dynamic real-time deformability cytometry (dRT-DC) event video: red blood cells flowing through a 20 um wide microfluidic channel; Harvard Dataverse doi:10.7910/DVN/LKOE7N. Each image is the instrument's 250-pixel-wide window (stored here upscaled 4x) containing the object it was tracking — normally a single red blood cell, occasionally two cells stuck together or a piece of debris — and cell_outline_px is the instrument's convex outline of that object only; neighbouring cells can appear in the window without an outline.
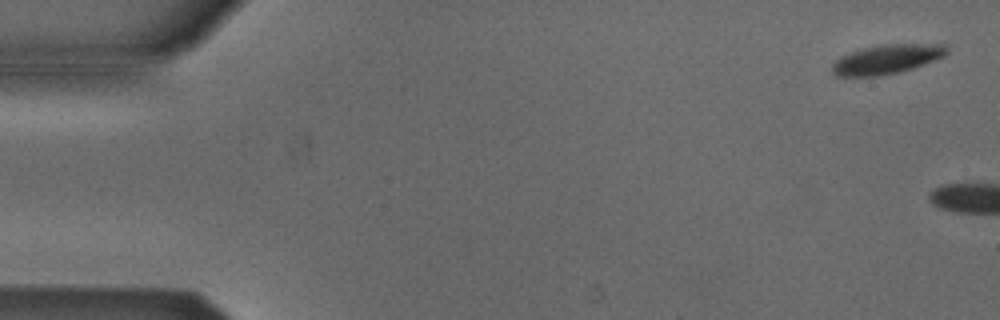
{"species": "Egyptian fruit bat (a non-hibernating species)", "species_latin": "Rousettus aegyptiacus", "temperature_condition": "cold", "stored_images_in_passage": 4, "camera_frame_rate_fps": 3000, "um_per_image_px": 0.085, "animal": {"sex": "male"}, "frame": {"image": 1, "passage_image": 1, "time_ms": 0.0, "image_size_px": [1000, 320], "cell_outline_px": [[948, 52], [944, 56], [912, 68], [900, 72], [880, 76], [836, 76], [832, 72], [832, 64], [840, 56], [864, 48], [884, 44], [948, 44]], "centroid_in_image_um": [75.38, 5.03], "position_along_channel_um": 9.6, "area_um2": 19.48}}